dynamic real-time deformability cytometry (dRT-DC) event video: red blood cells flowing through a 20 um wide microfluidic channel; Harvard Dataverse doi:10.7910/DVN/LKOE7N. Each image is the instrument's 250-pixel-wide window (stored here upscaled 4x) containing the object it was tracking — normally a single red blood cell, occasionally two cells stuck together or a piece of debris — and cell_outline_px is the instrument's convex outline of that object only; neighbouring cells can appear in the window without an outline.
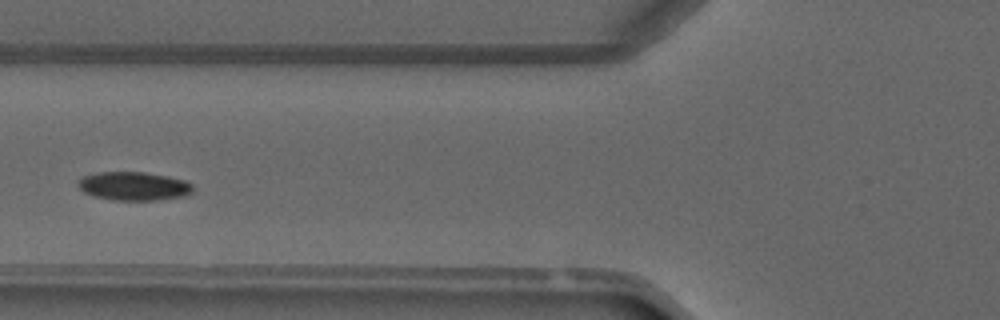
{"species": "common noctule bat (a hibernating species)", "species_latin": "Nyctalus noctula", "temperature_condition": "warm", "stored_images_in_passage": 4, "camera_frame_rate_fps": 3000, "um_per_image_px": 0.085, "animal": {"sex": "male", "forearm_length_mm": 52.5}, "frame": {"image": 1, "passage_image": 2, "time_ms": 1.0, "image_size_px": [1000, 320], "cell_outline_px": [[196, 192], [188, 196], [164, 200], [112, 200], [92, 196], [84, 192], [76, 184], [84, 176], [96, 172], [144, 172], [168, 176], [184, 180], [192, 184]], "centroid_in_image_um": [11.44, 15.83], "position_along_channel_um": 114.4, "area_um2": 19.54}}